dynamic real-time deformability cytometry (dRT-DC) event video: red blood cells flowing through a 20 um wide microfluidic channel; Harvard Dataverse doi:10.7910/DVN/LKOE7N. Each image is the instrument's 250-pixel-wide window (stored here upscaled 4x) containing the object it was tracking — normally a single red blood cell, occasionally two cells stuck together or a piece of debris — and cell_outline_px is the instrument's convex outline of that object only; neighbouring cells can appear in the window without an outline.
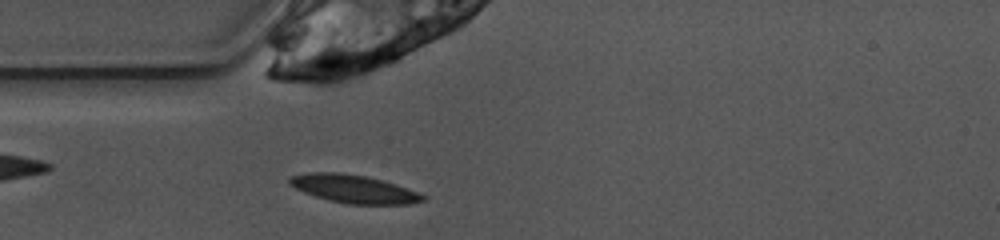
{"species": "common noctule bat (a hibernating species)", "species_latin": "Nyctalus noctula", "temperature_condition": "warm", "stored_images_in_passage": 41, "camera_frame_rate_fps": 3000, "um_per_image_px": 0.085, "animal": {"sex": "female", "body_mass_g": 10.0, "forearm_length_mm": 53.1}, "frame": {"image": 1, "passage_image": 4, "time_ms": 1.0, "image_size_px": [1000, 240], "cell_outline_px": [[428, 196], [424, 200], [408, 204], [348, 204], [316, 196], [304, 192], [288, 184], [288, 176], [308, 172], [340, 172], [364, 176], [396, 184], [420, 192]], "centroid_in_image_um": [30.07, 16.05], "position_along_channel_um": 54.9, "area_um2": 21.79}}
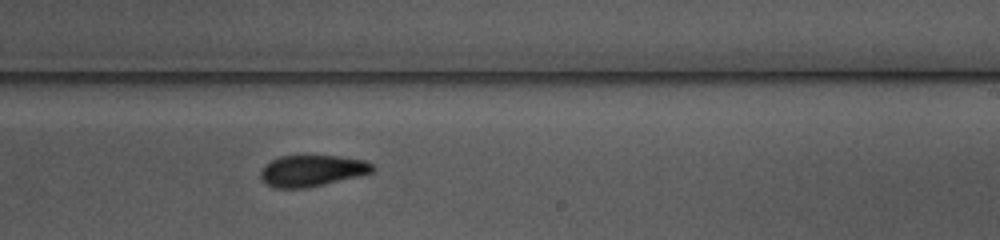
{"frame": {"image": 2, "passage_image": 20, "time_ms": 6.333, "image_size_px": [1000, 240], "cell_outline_px": [[376, 168], [372, 172], [308, 188], [276, 188], [268, 184], [260, 176], [260, 172], [264, 164], [280, 156], [340, 156], [364, 160], [372, 164]], "centroid_in_image_um": [26.51, 14.5], "position_along_channel_um": 262.5, "area_um2": 20.23}}
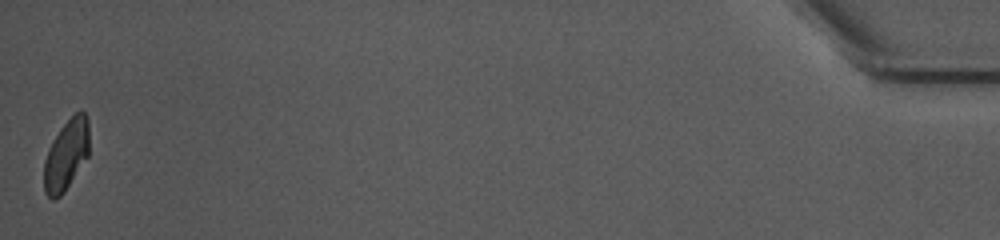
{"frame": {"image": 3, "passage_image": 41, "time_ms": 13.333, "image_size_px": [1000, 240], "cell_outline_px": [[88, 156], [64, 192], [60, 196], [52, 200], [44, 192], [44, 160], [48, 148], [60, 128], [80, 108], [84, 112], [88, 120]], "centroid_in_image_um": [5.62, 13.17], "position_along_channel_um": 429.6, "area_um2": 18.55}, "authors_computed_cell_mechanics": {"area_um2": 20.23, "velocity_mm_per_s": 3.9058, "shape_relaxation_time_tau1_ms": 3.1765, "shape_relaxation_time_tau2_ms": null, "deformation_change_tau1": 0.1371, "deformation_change_tau2": null}}